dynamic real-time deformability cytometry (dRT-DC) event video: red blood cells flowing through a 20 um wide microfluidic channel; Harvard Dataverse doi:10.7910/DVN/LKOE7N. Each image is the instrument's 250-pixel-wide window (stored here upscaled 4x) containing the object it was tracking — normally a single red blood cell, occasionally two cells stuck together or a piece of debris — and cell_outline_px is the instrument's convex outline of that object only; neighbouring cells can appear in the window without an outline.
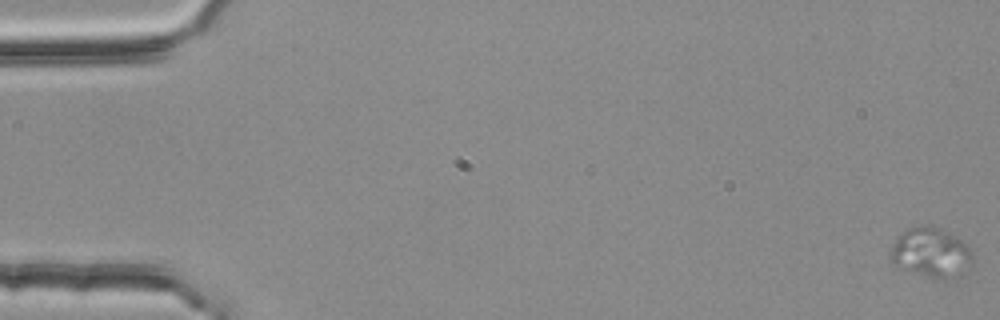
{"species": "common noctule bat (a hibernating species)", "species_latin": "Nyctalus noctula", "temperature_condition": "room temperature", "stored_images_in_passage": 4, "camera_frame_rate_fps": 3000, "um_per_image_px": 0.085, "animal": {"sex": "female", "body_mass_g": 25.1}, "frame": {"image": 1, "passage_image": 1, "time_ms": 0.0, "image_size_px": [1000, 320], "cell_outline_px": [[972, 264], [948, 280], [936, 280], [896, 264], [892, 260], [892, 248], [896, 240], [908, 228], [924, 224], [928, 224], [940, 228], [956, 236], [972, 252]], "centroid_in_image_um": [79.18, 21.45], "position_along_channel_um": 5.8, "area_um2": 23.06}}
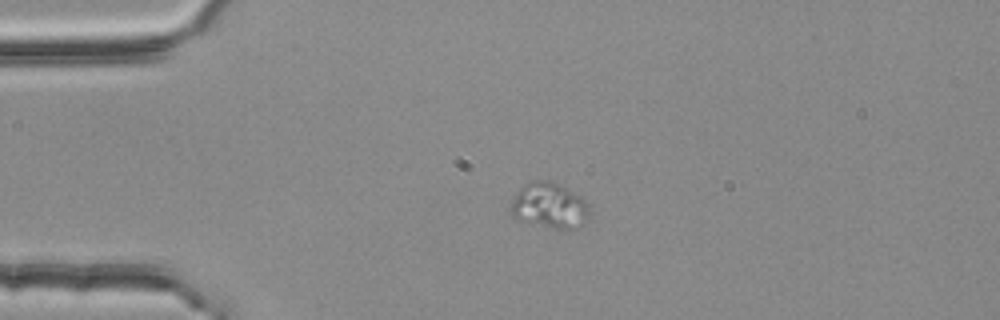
{"frame": {"image": 2, "passage_image": 3, "time_ms": 0.667, "image_size_px": [1000, 320], "cell_outline_px": [[588, 212], [584, 224], [580, 228], [556, 228], [532, 224], [516, 220], [512, 216], [512, 200], [516, 192], [524, 184], [532, 180], [552, 180], [576, 192], [588, 204]], "centroid_in_image_um": [46.69, 17.45], "position_along_channel_um": 38.3, "area_um2": 21.04}}
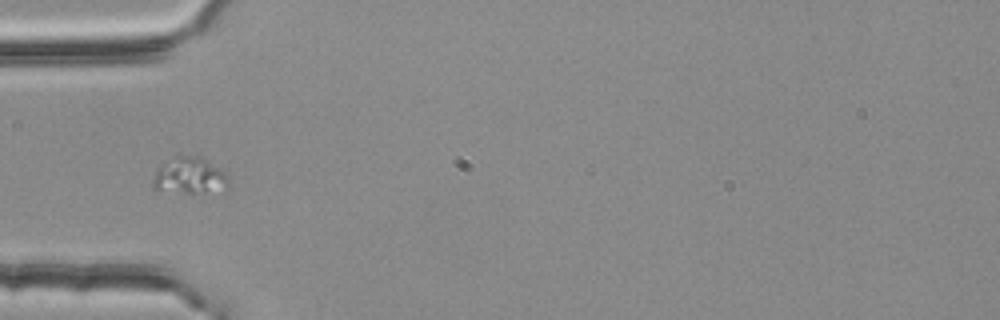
{"frame": {"image": 3, "passage_image": 4, "time_ms": 1.0, "image_size_px": [1000, 320], "cell_outline_px": [[228, 188], [204, 192], [156, 192], [152, 188], [152, 180], [156, 168], [176, 156], [200, 156], [228, 172]], "centroid_in_image_um": [16.09, 14.95], "position_along_channel_um": 68.9, "area_um2": 16.36}}